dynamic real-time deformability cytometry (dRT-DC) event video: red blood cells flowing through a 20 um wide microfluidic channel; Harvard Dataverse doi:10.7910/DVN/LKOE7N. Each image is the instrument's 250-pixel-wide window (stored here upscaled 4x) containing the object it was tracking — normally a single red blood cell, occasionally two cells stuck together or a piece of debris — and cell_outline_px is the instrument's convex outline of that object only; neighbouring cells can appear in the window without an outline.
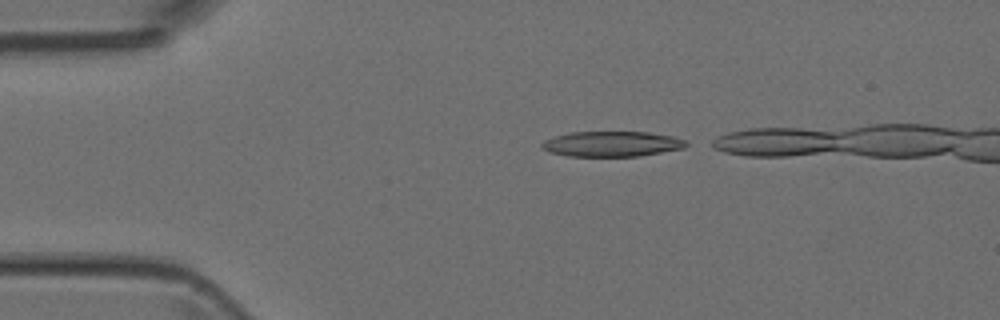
{"species": "Egyptian fruit bat (a non-hibernating species)", "species_latin": "Rousettus aegyptiacus", "temperature_condition": "room temperature", "stored_images_in_passage": 9, "camera_frame_rate_fps": 3000, "um_per_image_px": 0.085, "animal": {"sex": "female"}, "frame": {"image": 1, "passage_image": 1, "time_ms": 0.0, "image_size_px": [1000, 320], "cell_outline_px": [[688, 144], [684, 148], [640, 156], [568, 156], [548, 152], [540, 148], [540, 144], [544, 140], [556, 136], [572, 132], [648, 132], [672, 136], [688, 140]], "centroid_in_image_um": [52.0, 12.24], "position_along_channel_um": 33.0, "area_um2": 21.39}}
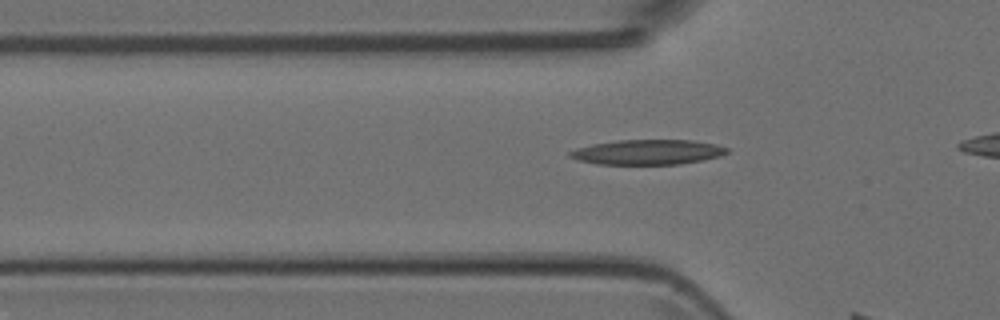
{"frame": {"image": 2, "passage_image": 7, "time_ms": 2.0, "image_size_px": [1000, 320], "cell_outline_px": [[728, 152], [720, 156], [680, 164], [596, 164], [580, 160], [568, 156], [568, 152], [576, 148], [592, 144], [616, 140], [692, 140], [716, 144], [728, 148]], "centroid_in_image_um": [55.03, 12.92], "position_along_channel_um": 70.8, "area_um2": 22.77}}